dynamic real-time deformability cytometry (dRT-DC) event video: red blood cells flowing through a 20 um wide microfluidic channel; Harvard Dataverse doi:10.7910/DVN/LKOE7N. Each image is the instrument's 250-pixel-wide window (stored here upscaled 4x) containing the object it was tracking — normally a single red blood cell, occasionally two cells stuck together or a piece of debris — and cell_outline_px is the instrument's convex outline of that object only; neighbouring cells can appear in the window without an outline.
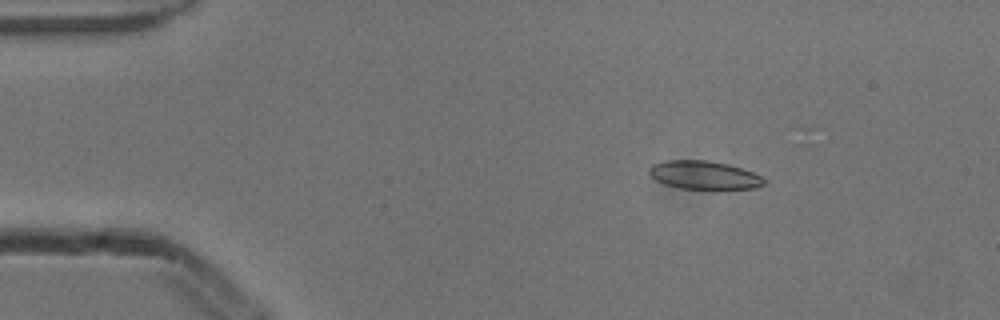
{"species": "common noctule bat (a hibernating species)", "species_latin": "Nyctalus noctula", "temperature_condition": "cold", "stored_images_in_passage": 5, "camera_frame_rate_fps": 3000, "um_per_image_px": 0.085, "animal": {"sex": "male", "body_mass_g": 13.3}, "frame": {"image": 1, "passage_image": 3, "time_ms": 0.667, "image_size_px": [1000, 320], "cell_outline_px": [[764, 184], [756, 188], [680, 188], [664, 184], [656, 180], [648, 172], [648, 168], [652, 164], [664, 160], [708, 160], [728, 164], [752, 172], [760, 176], [764, 180]], "centroid_in_image_um": [59.78, 14.86], "position_along_channel_um": 25.2, "area_um2": 18.73}}
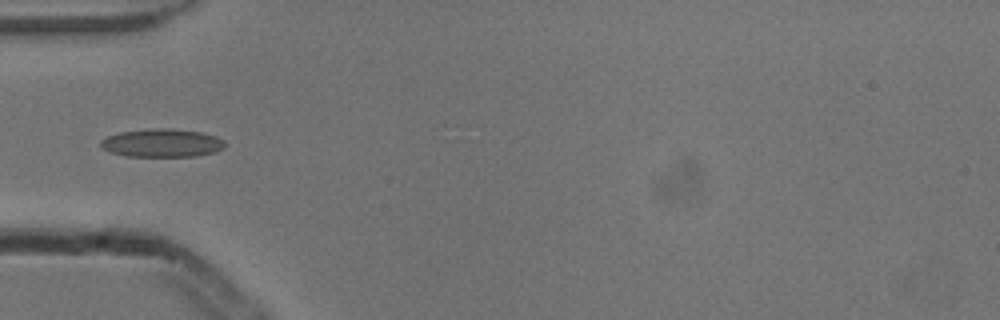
{"frame": {"image": 2, "passage_image": 5, "time_ms": 1.333, "image_size_px": [1000, 320], "cell_outline_px": [[224, 148], [216, 152], [196, 156], [124, 156], [112, 152], [104, 148], [100, 144], [100, 140], [108, 136], [120, 132], [152, 128], [168, 128], [200, 132], [216, 136], [224, 140]], "centroid_in_image_um": [13.79, 12.15], "position_along_channel_um": 71.2, "area_um2": 20.35}}